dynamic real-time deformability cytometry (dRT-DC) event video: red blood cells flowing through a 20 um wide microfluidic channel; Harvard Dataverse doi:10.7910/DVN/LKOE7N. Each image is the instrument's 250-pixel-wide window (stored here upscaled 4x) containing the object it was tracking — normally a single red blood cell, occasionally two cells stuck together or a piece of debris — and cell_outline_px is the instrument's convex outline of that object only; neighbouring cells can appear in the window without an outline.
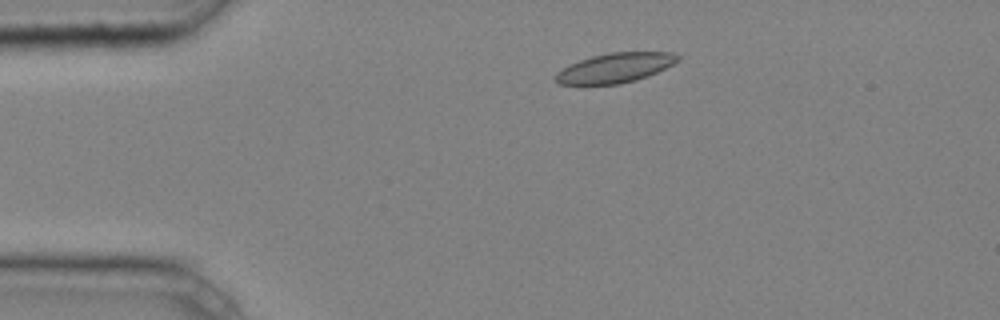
{"species": "common noctule bat (a hibernating species)", "species_latin": "Nyctalus noctula", "temperature_condition": "cold", "stored_images_in_passage": 4, "camera_frame_rate_fps": 3000, "um_per_image_px": 0.085, "animal": {"sex": "male", "body_mass_g": 20.4}, "frame": {"image": 1, "passage_image": 2, "time_ms": 0.333, "image_size_px": [1000, 320], "cell_outline_px": [[680, 60], [648, 76], [636, 80], [620, 84], [556, 84], [556, 72], [580, 60], [592, 56], [608, 52], [672, 52], [680, 56]], "centroid_in_image_um": [52.31, 5.76], "position_along_channel_um": 32.7, "area_um2": 20.92}}